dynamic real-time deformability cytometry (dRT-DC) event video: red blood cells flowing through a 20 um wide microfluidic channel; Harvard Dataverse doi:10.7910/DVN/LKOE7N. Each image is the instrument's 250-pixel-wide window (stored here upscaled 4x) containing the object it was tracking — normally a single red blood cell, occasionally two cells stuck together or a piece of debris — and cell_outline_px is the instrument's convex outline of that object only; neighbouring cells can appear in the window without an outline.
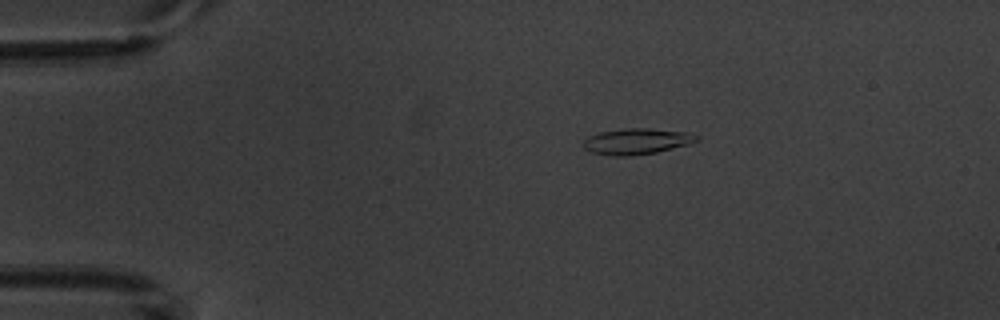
{"species": "common noctule bat (a hibernating species)", "species_latin": "Nyctalus noctula", "temperature_condition": "warm", "stored_images_in_passage": 9, "camera_frame_rate_fps": 3000, "um_per_image_px": 0.085, "animal": {"sex": "male", "body_mass_g": 20.1, "forearm_length_mm": 53.5}, "frame": {"image": 1, "passage_image": 4, "time_ms": 3.333, "image_size_px": [1000, 320], "cell_outline_px": [[700, 140], [688, 144], [656, 152], [628, 156], [616, 156], [592, 152], [584, 148], [584, 140], [588, 136], [600, 132], [624, 128], [648, 128], [688, 132], [700, 136]], "centroid_in_image_um": [54.14, 12.0], "position_along_channel_um": 30.9, "area_um2": 17.05}}
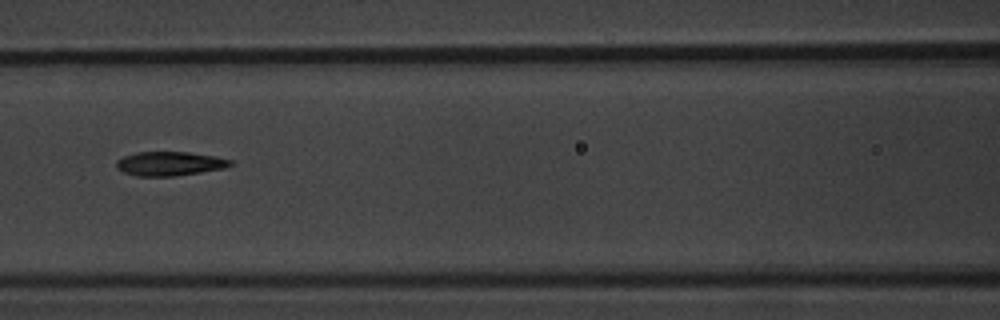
{"frame": {"image": 2, "passage_image": 8, "time_ms": 8.0, "image_size_px": [1000, 320], "cell_outline_px": [[232, 164], [224, 168], [200, 172], [172, 176], [136, 176], [124, 172], [116, 168], [116, 160], [124, 156], [136, 152], [188, 152], [212, 156], [232, 160]], "centroid_in_image_um": [14.37, 13.91], "position_along_channel_um": 152.2, "area_um2": 15.84}}
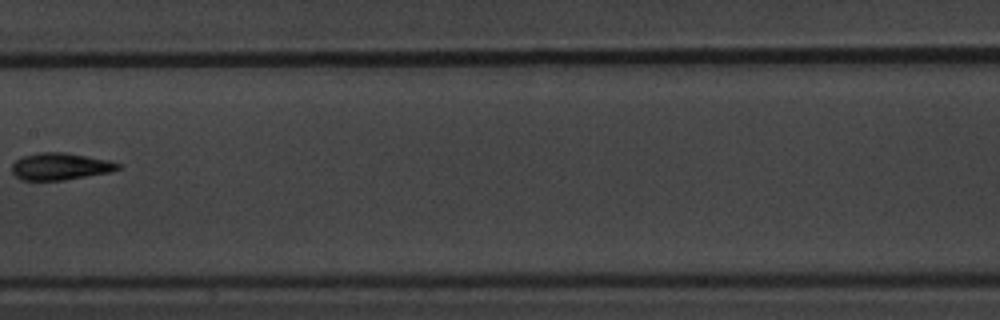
{"frame": {"image": 3, "passage_image": 9, "time_ms": 9.333, "image_size_px": [1000, 320], "cell_outline_px": [[120, 168], [112, 172], [64, 180], [20, 180], [12, 172], [12, 164], [16, 160], [24, 156], [36, 152], [64, 152], [108, 160], [120, 164]], "centroid_in_image_um": [5.11, 14.15], "position_along_channel_um": 202.3, "area_um2": 16.7}}